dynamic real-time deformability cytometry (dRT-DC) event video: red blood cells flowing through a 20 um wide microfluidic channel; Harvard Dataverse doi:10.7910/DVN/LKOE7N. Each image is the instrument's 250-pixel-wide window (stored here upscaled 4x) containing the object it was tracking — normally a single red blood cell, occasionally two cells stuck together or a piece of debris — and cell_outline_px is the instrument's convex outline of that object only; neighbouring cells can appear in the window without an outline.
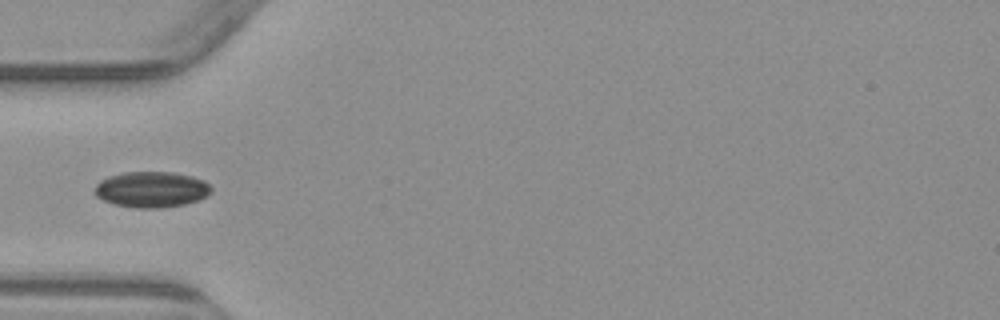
{"species": "common noctule bat (a hibernating species)", "species_latin": "Nyctalus noctula", "temperature_condition": "warm", "stored_images_in_passage": 1, "camera_frame_rate_fps": 3000, "um_per_image_px": 0.085, "animal": {"sex": "male", "body_mass_g": 23.1, "forearm_length_mm": 52.7}, "frame": {"image": 1, "passage_image": 1, "time_ms": 0.0, "image_size_px": [1000, 320], "cell_outline_px": [[212, 192], [196, 200], [184, 204], [160, 208], [136, 208], [116, 204], [104, 200], [96, 196], [92, 192], [96, 184], [100, 180], [108, 176], [124, 172], [172, 172], [192, 176], [204, 180], [212, 188]], "centroid_in_image_um": [12.84, 16.09], "position_along_channel_um": 72.2, "area_um2": 24.33}}